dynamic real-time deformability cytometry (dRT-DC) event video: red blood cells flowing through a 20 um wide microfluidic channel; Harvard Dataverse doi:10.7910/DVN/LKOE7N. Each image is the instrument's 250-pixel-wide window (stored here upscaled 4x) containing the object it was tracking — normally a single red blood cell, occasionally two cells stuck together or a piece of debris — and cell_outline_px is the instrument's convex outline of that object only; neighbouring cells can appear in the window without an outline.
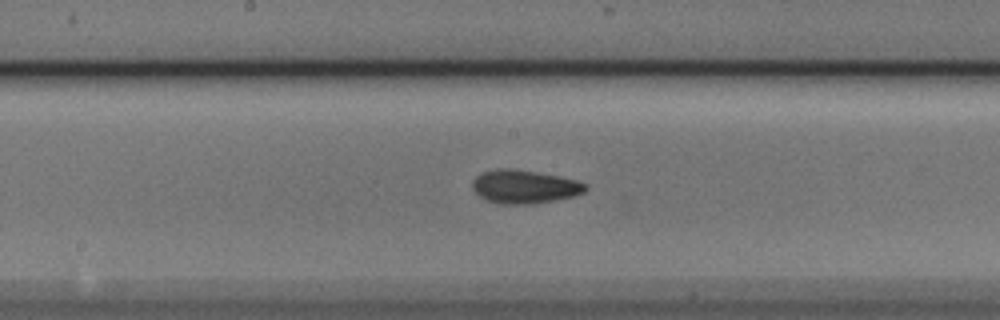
{"species": "Egyptian fruit bat (a non-hibernating species)", "species_latin": "Rousettus aegyptiacus", "temperature_condition": "cold", "stored_images_in_passage": 8, "camera_frame_rate_fps": 3000, "um_per_image_px": 0.085, "animal": {"sex": "male"}, "frame": {"image": 1, "passage_image": 7, "time_ms": 2.0, "image_size_px": [1000, 320], "cell_outline_px": [[588, 188], [584, 192], [576, 196], [532, 204], [504, 204], [488, 200], [480, 196], [472, 188], [472, 180], [476, 176], [484, 172], [496, 168], [512, 168], [560, 176], [576, 180], [588, 184]], "centroid_in_image_um": [44.6, 15.86], "position_along_channel_um": 203.6, "area_um2": 22.08}}
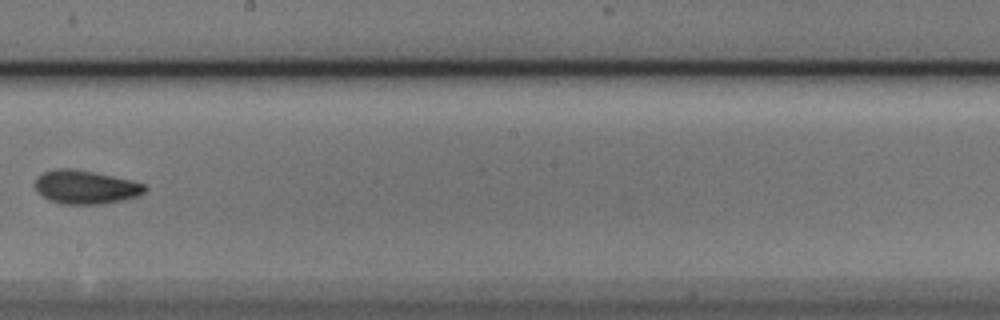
{"frame": {"image": 2, "passage_image": 8, "time_ms": 2.333, "image_size_px": [1000, 320], "cell_outline_px": [[148, 188], [140, 196], [124, 200], [104, 204], [60, 204], [48, 200], [36, 192], [36, 176], [44, 172], [56, 168], [72, 168], [132, 180], [144, 184]], "centroid_in_image_um": [7.27, 15.91], "position_along_channel_um": 240.9, "area_um2": 21.73}}